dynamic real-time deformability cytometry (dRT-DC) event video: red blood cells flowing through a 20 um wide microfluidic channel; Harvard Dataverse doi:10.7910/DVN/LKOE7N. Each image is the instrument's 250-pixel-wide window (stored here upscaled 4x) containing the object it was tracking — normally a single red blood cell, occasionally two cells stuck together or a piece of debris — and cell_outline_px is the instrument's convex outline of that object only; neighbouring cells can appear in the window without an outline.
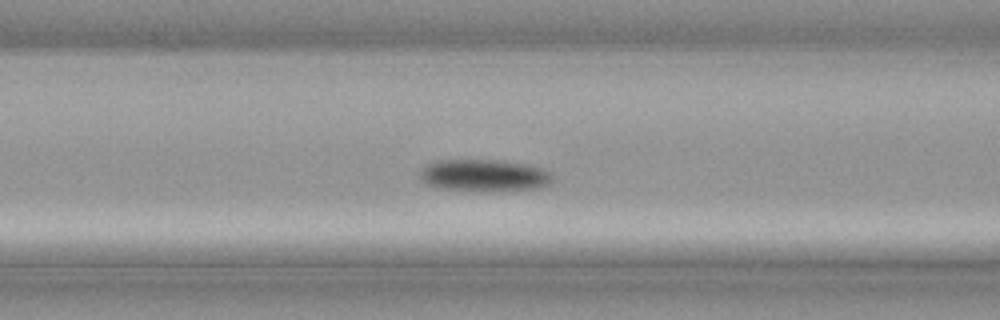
{"species": "common noctule bat (a hibernating species)", "species_latin": "Nyctalus noctula", "temperature_condition": "cold", "stored_images_in_passage": 44, "camera_frame_rate_fps": 3000, "um_per_image_px": 0.085, "animal": {"sex": "male", "body_mass_g": 21.5, "forearm_length_mm": 52.0}, "frame": {"image": 1, "passage_image": 20, "time_ms": 6.333, "image_size_px": [1000, 320], "cell_outline_px": [[552, 180], [548, 184], [540, 188], [504, 192], [484, 192], [436, 188], [428, 184], [420, 176], [420, 172], [428, 164], [436, 160], [496, 160], [524, 164], [540, 168], [552, 172]], "centroid_in_image_um": [41.19, 14.94], "position_along_channel_um": 125.4, "area_um2": 25.09}}
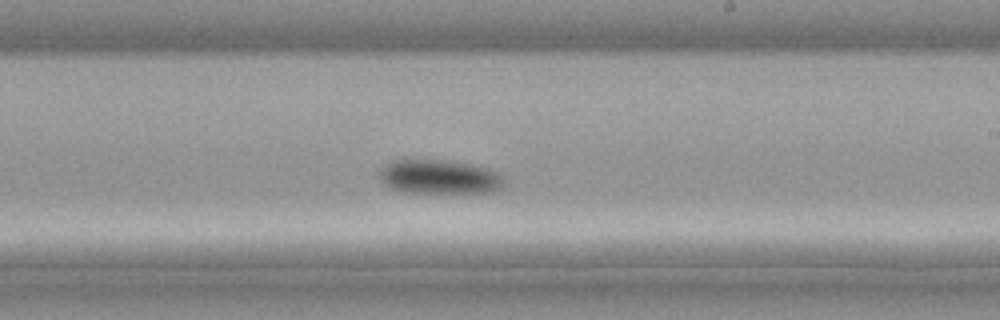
{"frame": {"image": 2, "passage_image": 29, "time_ms": 9.333, "image_size_px": [1000, 320], "cell_outline_px": [[504, 188], [496, 192], [452, 196], [400, 192], [388, 188], [380, 180], [380, 168], [384, 164], [400, 156], [448, 160], [488, 168], [496, 172], [500, 176]], "centroid_in_image_um": [37.27, 15.06], "position_along_channel_um": 251.7, "area_um2": 27.05}}
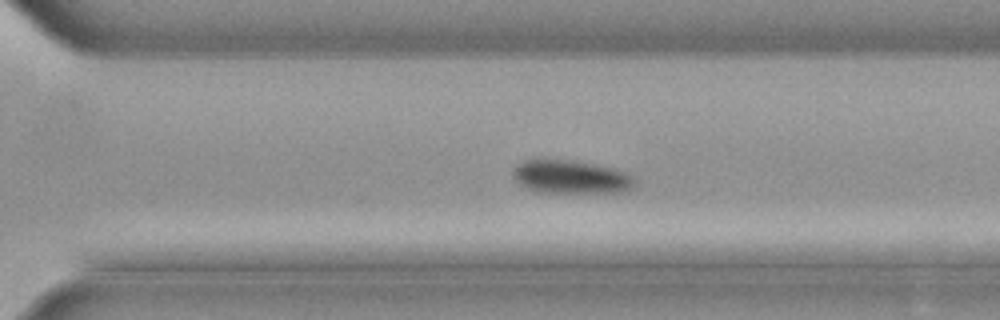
{"frame": {"image": 3, "passage_image": 34, "time_ms": 11.0, "image_size_px": [1000, 320], "cell_outline_px": [[636, 184], [632, 188], [616, 192], [536, 192], [520, 184], [512, 176], [512, 172], [516, 164], [524, 160], [572, 160], [596, 164], [612, 168], [624, 172], [632, 176], [636, 180]], "centroid_in_image_um": [48.5, 15.03], "position_along_channel_um": 322.1, "area_um2": 23.52}}